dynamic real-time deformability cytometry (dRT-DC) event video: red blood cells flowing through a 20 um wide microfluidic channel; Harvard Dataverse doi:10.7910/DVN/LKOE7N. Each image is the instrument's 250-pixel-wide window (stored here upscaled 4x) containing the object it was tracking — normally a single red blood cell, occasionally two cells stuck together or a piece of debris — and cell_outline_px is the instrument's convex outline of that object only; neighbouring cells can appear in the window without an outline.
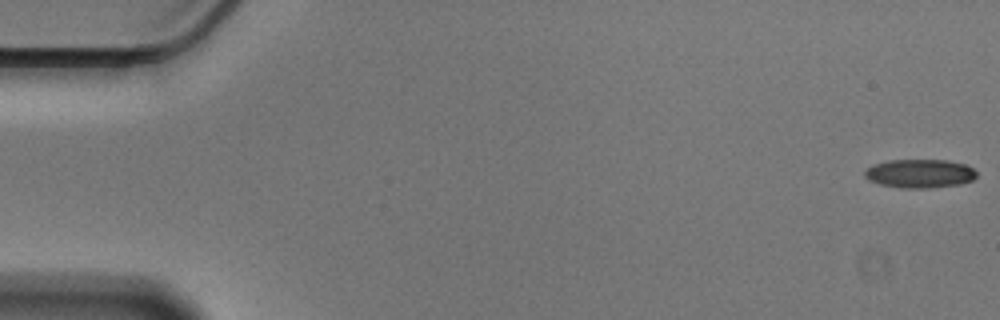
{"species": "Egyptian fruit bat (a non-hibernating species)", "species_latin": "Rousettus aegyptiacus", "temperature_condition": "cold", "stored_images_in_passage": 57, "camera_frame_rate_fps": 3000, "um_per_image_px": 0.085, "animal": {"sex": "male"}, "frame": {"image": 1, "passage_image": 1, "time_ms": 0.0, "image_size_px": [1000, 320], "cell_outline_px": [[976, 176], [972, 180], [956, 184], [884, 184], [872, 180], [864, 172], [868, 168], [876, 164], [892, 160], [944, 160], [964, 164], [972, 168], [976, 172]], "centroid_in_image_um": [78.25, 14.65], "position_along_channel_um": 6.7, "area_um2": 16.59}}
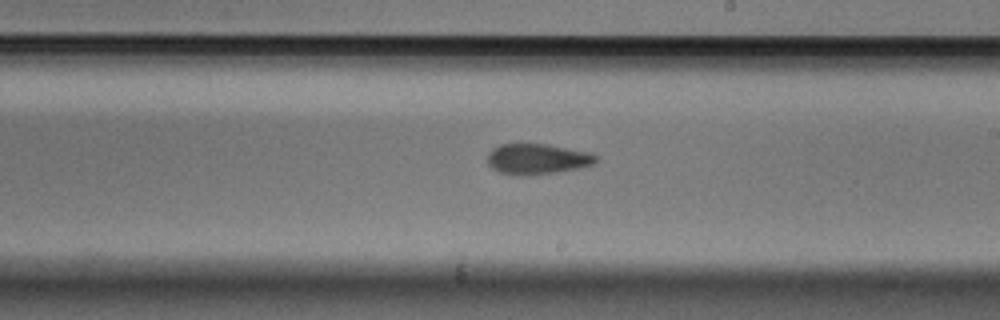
{"frame": {"image": 2, "passage_image": 33, "time_ms": 10.667, "image_size_px": [1000, 320], "cell_outline_px": [[596, 160], [592, 164], [576, 168], [552, 172], [500, 172], [492, 168], [488, 164], [488, 156], [492, 148], [500, 144], [544, 144], [584, 152], [596, 156]], "centroid_in_image_um": [45.61, 13.46], "position_along_channel_um": 243.4, "area_um2": 17.86}}
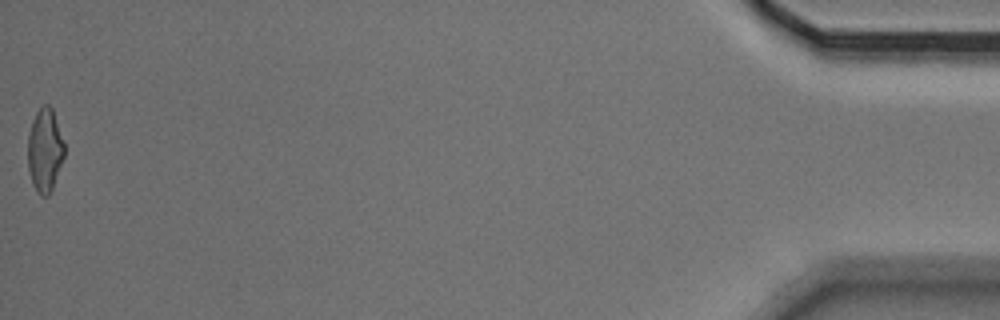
{"frame": {"image": 3, "passage_image": 57, "time_ms": 18.667, "image_size_px": [1000, 320], "cell_outline_px": [[64, 156], [52, 188], [48, 196], [40, 196], [36, 192], [32, 184], [28, 168], [28, 132], [32, 120], [36, 112], [44, 104], [48, 104], [52, 108], [64, 144]], "centroid_in_image_um": [3.79, 12.78], "position_along_channel_um": 431.4, "area_um2": 17.69}, "authors_computed_cell_mechanics": {"area_um2": 18.1492, "velocity_mm_per_s": 3.558, "shape_relaxation_time_tau1_ms": 10.4319, "shape_relaxation_time_tau2_ms": 3.2001, "deformation_change_tau1": 0.2005, "deformation_change_tau2": 0.1086}}